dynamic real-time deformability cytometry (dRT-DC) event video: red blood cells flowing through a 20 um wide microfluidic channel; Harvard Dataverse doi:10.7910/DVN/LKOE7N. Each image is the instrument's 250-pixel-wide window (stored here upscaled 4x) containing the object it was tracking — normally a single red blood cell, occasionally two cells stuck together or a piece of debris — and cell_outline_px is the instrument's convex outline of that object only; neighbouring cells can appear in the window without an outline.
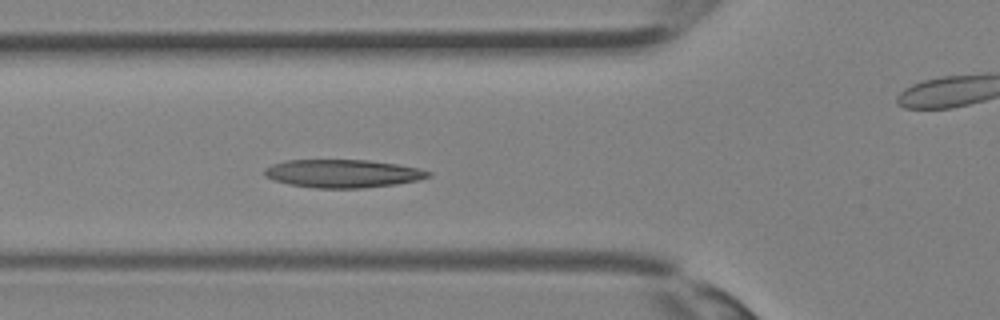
{"species": "Egyptian fruit bat (a non-hibernating species)", "species_latin": "Rousettus aegyptiacus", "temperature_condition": "room temperature", "stored_images_in_passage": 23, "camera_frame_rate_fps": 3000, "um_per_image_px": 0.085, "animal": {"sex": "female"}, "frame": {"image": 1, "passage_image": 4, "time_ms": 1.0, "image_size_px": [1000, 320], "cell_outline_px": [[432, 176], [416, 180], [396, 184], [360, 188], [316, 188], [288, 184], [264, 176], [264, 168], [272, 164], [284, 160], [368, 160], [396, 164], [416, 168], [432, 172]], "centroid_in_image_um": [29.1, 14.75], "position_along_channel_um": 96.7, "area_um2": 26.7}}
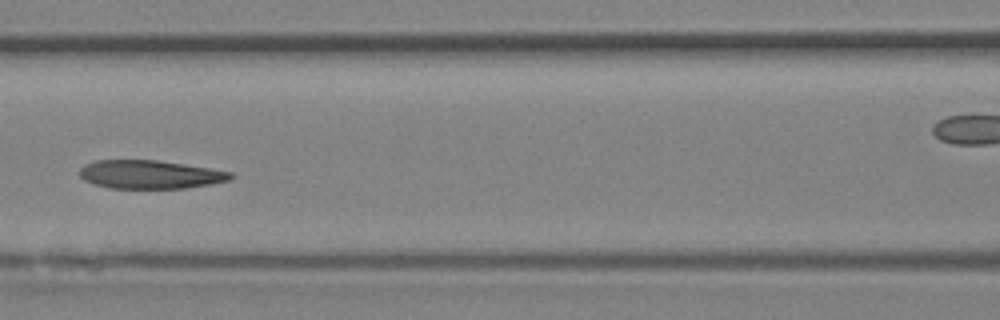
{"frame": {"image": 2, "passage_image": 7, "time_ms": 2.0, "image_size_px": [1000, 320], "cell_outline_px": [[236, 176], [232, 180], [212, 184], [184, 188], [108, 188], [92, 184], [84, 180], [80, 176], [80, 168], [84, 164], [96, 160], [156, 160], [212, 168], [232, 172]], "centroid_in_image_um": [12.78, 14.83], "position_along_channel_um": 153.8, "area_um2": 25.32}}
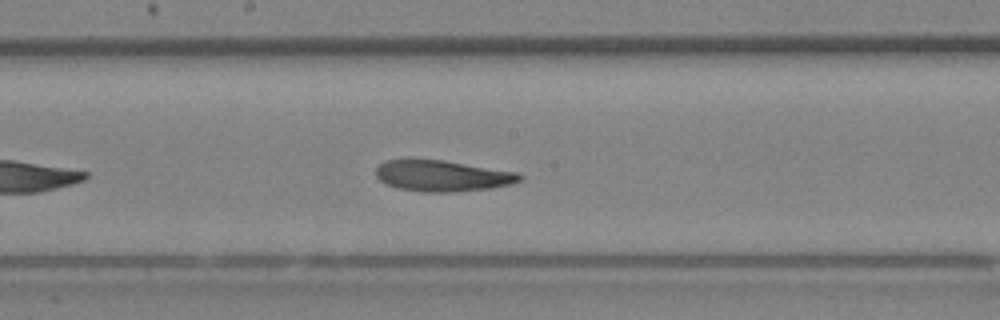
{"frame": {"image": 3, "passage_image": 10, "time_ms": 3.0, "image_size_px": [1000, 320], "cell_outline_px": [[524, 176], [520, 180], [508, 184], [488, 188], [452, 192], [420, 192], [396, 188], [384, 184], [376, 176], [376, 168], [384, 160], [408, 156], [412, 156], [444, 160], [516, 172]], "centroid_in_image_um": [37.45, 14.9], "position_along_channel_um": 210.7, "area_um2": 26.76}}